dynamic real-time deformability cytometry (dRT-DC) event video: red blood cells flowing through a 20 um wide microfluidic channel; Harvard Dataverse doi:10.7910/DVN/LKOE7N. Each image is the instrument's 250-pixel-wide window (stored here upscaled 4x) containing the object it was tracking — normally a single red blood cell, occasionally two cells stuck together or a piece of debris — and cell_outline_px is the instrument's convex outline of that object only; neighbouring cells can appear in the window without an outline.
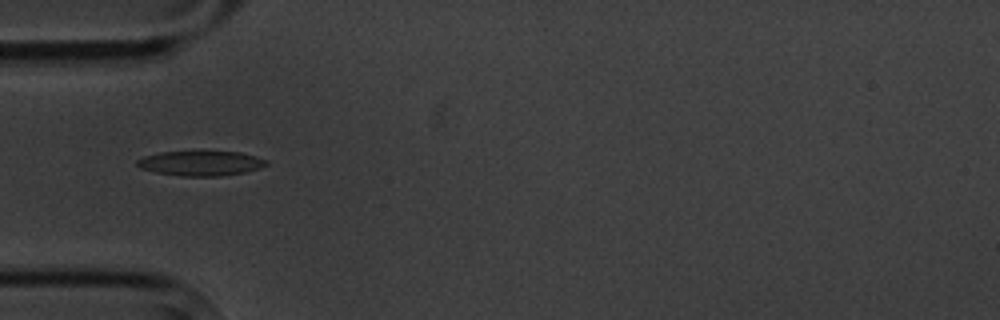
{"species": "common noctule bat (a hibernating species)", "species_latin": "Nyctalus noctula", "temperature_condition": "cold", "stored_images_in_passage": 3, "camera_frame_rate_fps": 3000, "um_per_image_px": 0.085, "animal": {"sex": "male", "body_mass_g": 20.1, "forearm_length_mm": 53.5}, "frame": {"image": 1, "passage_image": 2, "time_ms": 1.333, "image_size_px": [1000, 320], "cell_outline_px": [[268, 164], [260, 168], [244, 172], [220, 176], [180, 176], [156, 172], [140, 168], [136, 164], [136, 160], [144, 156], [160, 152], [240, 152], [256, 156], [268, 160]], "centroid_in_image_um": [17.07, 13.88], "position_along_channel_um": 67.9, "area_um2": 18.61}}
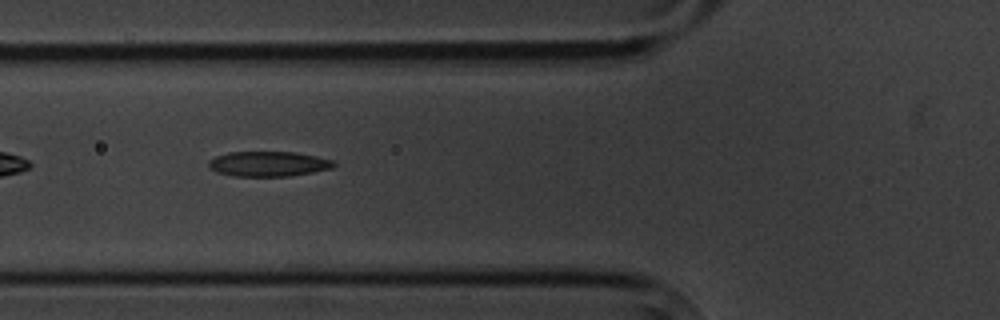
{"frame": {"image": 2, "passage_image": 3, "time_ms": 2.333, "image_size_px": [1000, 320], "cell_outline_px": [[336, 164], [332, 168], [312, 172], [288, 176], [232, 176], [216, 172], [208, 168], [208, 160], [216, 156], [228, 152], [292, 152], [316, 156], [332, 160]], "centroid_in_image_um": [22.76, 13.93], "position_along_channel_um": 103.0, "area_um2": 18.26}}